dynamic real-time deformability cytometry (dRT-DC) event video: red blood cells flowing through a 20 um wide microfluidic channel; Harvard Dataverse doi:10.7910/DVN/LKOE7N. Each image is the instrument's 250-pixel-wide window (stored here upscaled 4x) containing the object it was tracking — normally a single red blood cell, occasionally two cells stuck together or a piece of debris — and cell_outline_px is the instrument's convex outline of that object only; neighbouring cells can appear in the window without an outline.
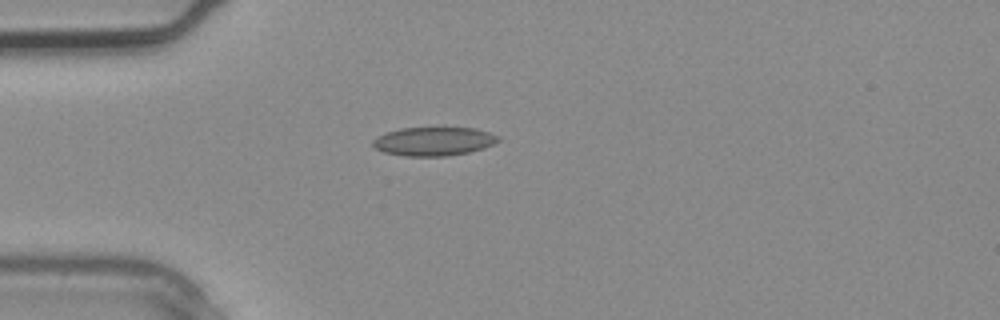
{"species": "common noctule bat (a hibernating species)", "species_latin": "Nyctalus noctula", "temperature_condition": "warm", "stored_images_in_passage": 2, "camera_frame_rate_fps": 3000, "um_per_image_px": 0.085, "animal": {"sex": "male", "body_mass_g": 20.4}, "frame": {"image": 1, "passage_image": 2, "time_ms": 0.333, "image_size_px": [1000, 320], "cell_outline_px": [[500, 140], [484, 148], [468, 152], [448, 156], [404, 156], [384, 152], [376, 148], [372, 144], [372, 140], [376, 136], [384, 132], [400, 128], [444, 124], [476, 128], [500, 136]], "centroid_in_image_um": [36.87, 11.95], "position_along_channel_um": 48.1, "area_um2": 22.14}}